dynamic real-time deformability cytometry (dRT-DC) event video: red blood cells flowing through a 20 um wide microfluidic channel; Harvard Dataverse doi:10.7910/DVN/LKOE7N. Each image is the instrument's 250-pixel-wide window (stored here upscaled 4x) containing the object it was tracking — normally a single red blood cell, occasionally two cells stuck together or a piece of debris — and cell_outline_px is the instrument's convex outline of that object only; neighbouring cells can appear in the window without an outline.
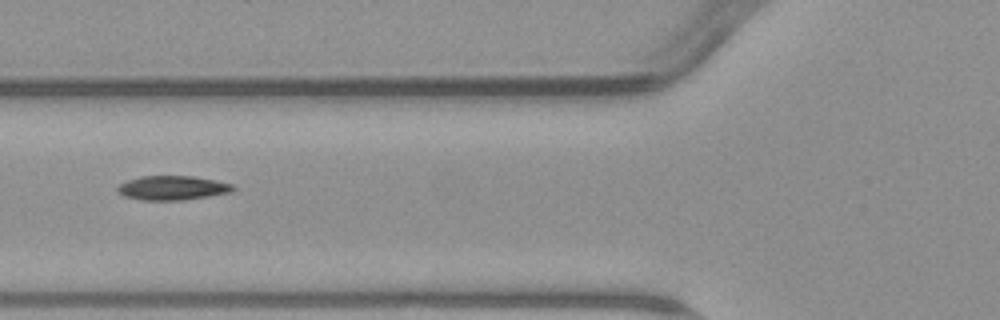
{"species": "common noctule bat (a hibernating species)", "species_latin": "Nyctalus noctula", "temperature_condition": "warm", "stored_images_in_passage": 4, "camera_frame_rate_fps": 3000, "um_per_image_px": 0.085, "animal": {"sex": "male", "body_mass_g": 23.1, "forearm_length_mm": 52.7}, "frame": {"image": 1, "passage_image": 4, "time_ms": 3.667, "image_size_px": [1000, 320], "cell_outline_px": [[236, 188], [232, 192], [184, 200], [144, 200], [124, 196], [116, 188], [120, 184], [128, 180], [140, 176], [192, 176], [216, 180], [232, 184]], "centroid_in_image_um": [14.69, 15.97], "position_along_channel_um": 111.1, "area_um2": 16.24}}